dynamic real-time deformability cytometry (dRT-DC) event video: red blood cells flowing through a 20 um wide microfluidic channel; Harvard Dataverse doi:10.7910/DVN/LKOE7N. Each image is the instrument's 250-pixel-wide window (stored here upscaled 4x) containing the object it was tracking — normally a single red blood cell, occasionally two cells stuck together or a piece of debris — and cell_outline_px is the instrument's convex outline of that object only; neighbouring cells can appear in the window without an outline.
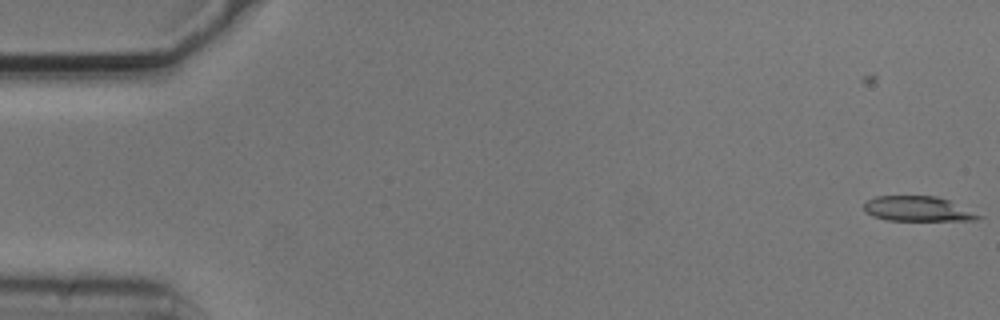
{"species": "common noctule bat (a hibernating species)", "species_latin": "Nyctalus noctula", "temperature_condition": "cold", "stored_images_in_passage": 5, "camera_frame_rate_fps": 3000, "um_per_image_px": 0.085, "animal": {"sex": "male", "body_mass_g": 20.5, "forearm_length_mm": 52.5}, "frame": {"image": 1, "passage_image": 5, "time_ms": 1.333, "image_size_px": [1000, 320], "cell_outline_px": [[984, 216], [976, 220], [888, 220], [872, 216], [864, 208], [864, 204], [868, 200], [876, 196], [936, 196], [948, 200]], "centroid_in_image_um": [78.02, 17.75], "position_along_channel_um": 7.0, "area_um2": 16.42}}